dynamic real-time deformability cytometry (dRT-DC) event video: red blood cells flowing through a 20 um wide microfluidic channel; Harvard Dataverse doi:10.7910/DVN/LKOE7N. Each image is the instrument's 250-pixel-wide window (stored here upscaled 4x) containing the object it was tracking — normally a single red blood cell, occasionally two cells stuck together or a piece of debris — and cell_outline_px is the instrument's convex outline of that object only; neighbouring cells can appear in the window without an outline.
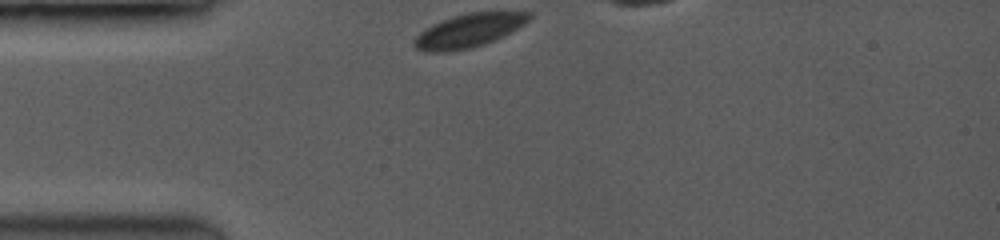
{"species": "common noctule bat (a hibernating species)", "species_latin": "Nyctalus noctula", "temperature_condition": "room temperature", "stored_images_in_passage": 22, "camera_frame_rate_fps": 3500, "um_per_image_px": 0.085, "animal": {"sex": "female", "body_mass_g": 19.0, "forearm_length_mm": 53.3}, "frame": {"image": 1, "passage_image": 1, "time_ms": 0.0, "image_size_px": [1000, 240], "cell_outline_px": [[532, 16], [524, 24], [504, 36], [484, 44], [468, 48], [444, 52], [424, 52], [416, 48], [412, 44], [412, 40], [420, 32], [432, 24], [440, 20], [452, 16], [468, 12], [532, 12]], "centroid_in_image_um": [39.81, 2.6], "position_along_channel_um": 45.2, "area_um2": 22.48}}
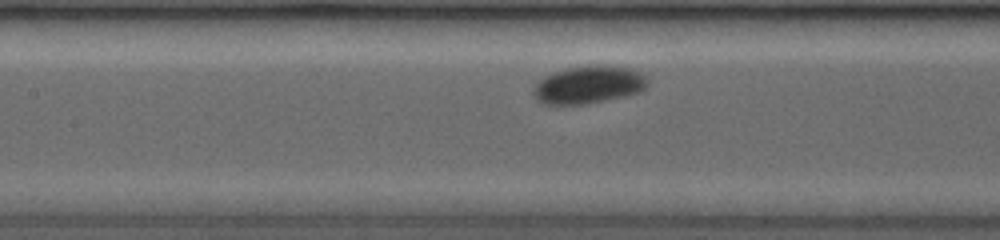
{"frame": {"image": 2, "passage_image": 17, "time_ms": 3.429, "image_size_px": [1000, 240], "cell_outline_px": [[648, 84], [640, 92], [580, 104], [548, 104], [540, 100], [536, 96], [536, 84], [544, 76], [552, 72], [564, 68], [588, 64], [608, 64], [632, 68], [640, 72], [648, 80]], "centroid_in_image_um": [50.08, 7.14], "position_along_channel_um": 157.3, "area_um2": 24.8}}